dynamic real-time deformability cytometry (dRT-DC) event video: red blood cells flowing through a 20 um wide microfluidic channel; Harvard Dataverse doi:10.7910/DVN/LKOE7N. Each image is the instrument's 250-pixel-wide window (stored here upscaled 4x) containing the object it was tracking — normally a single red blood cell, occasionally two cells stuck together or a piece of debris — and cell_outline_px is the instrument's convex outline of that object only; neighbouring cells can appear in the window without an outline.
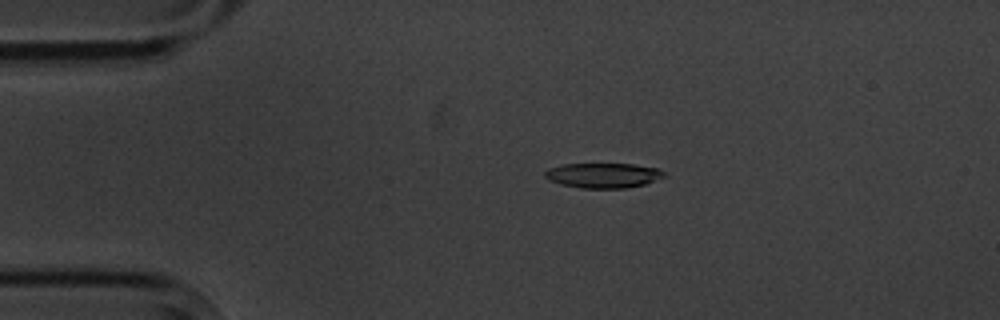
{"species": "common noctule bat (a hibernating species)", "species_latin": "Nyctalus noctula", "temperature_condition": "cold", "stored_images_in_passage": 3, "camera_frame_rate_fps": 3000, "um_per_image_px": 0.085, "animal": {"sex": "male", "body_mass_g": 20.1, "forearm_length_mm": 53.5}, "frame": {"image": 1, "passage_image": 1, "time_ms": 0.0, "image_size_px": [1000, 320], "cell_outline_px": [[668, 176], [644, 184], [628, 188], [580, 188], [560, 184], [548, 180], [544, 176], [544, 172], [548, 168], [564, 164], [632, 164], [656, 168], [664, 172]], "centroid_in_image_um": [51.26, 14.91], "position_along_channel_um": 33.7, "area_um2": 17.4}}
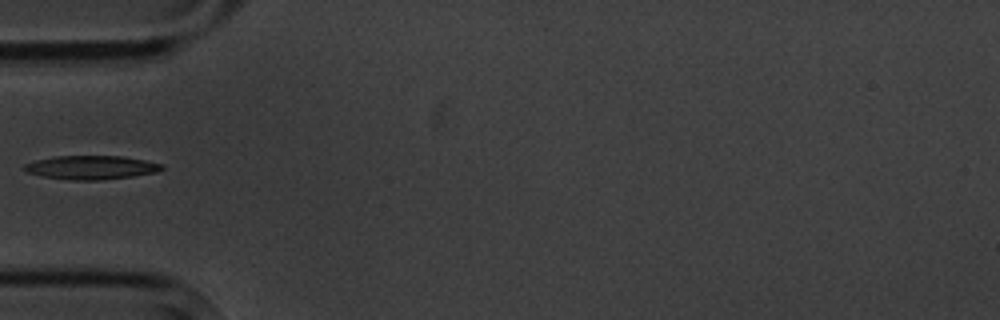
{"frame": {"image": 2, "passage_image": 3, "time_ms": 2.333, "image_size_px": [1000, 320], "cell_outline_px": [[164, 168], [156, 172], [132, 176], [100, 180], [72, 180], [44, 176], [28, 172], [24, 168], [24, 164], [36, 160], [56, 156], [124, 156], [164, 164]], "centroid_in_image_um": [7.79, 14.23], "position_along_channel_um": 77.2, "area_um2": 18.84}}